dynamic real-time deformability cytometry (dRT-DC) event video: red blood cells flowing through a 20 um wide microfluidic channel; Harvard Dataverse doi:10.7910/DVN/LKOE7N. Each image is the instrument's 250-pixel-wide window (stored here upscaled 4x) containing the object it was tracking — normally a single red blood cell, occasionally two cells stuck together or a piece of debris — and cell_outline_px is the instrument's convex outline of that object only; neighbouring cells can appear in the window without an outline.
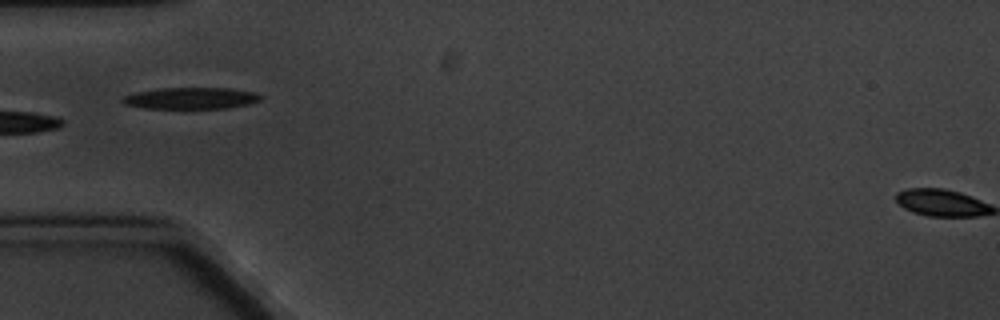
{"species": "common noctule bat (a hibernating species)", "species_latin": "Nyctalus noctula", "temperature_condition": "cold", "stored_images_in_passage": 3, "camera_frame_rate_fps": 3000, "um_per_image_px": 0.085, "animal": {"sex": "male", "body_mass_g": 20.1, "forearm_length_mm": 53.5}, "frame": {"image": 1, "passage_image": 3, "time_ms": 2.333, "image_size_px": [1000, 320], "cell_outline_px": [[260, 100], [248, 104], [228, 108], [140, 108], [124, 104], [120, 100], [124, 96], [136, 92], [156, 88], [232, 88], [256, 92], [260, 96]], "centroid_in_image_um": [16.2, 8.34], "position_along_channel_um": 68.8, "area_um2": 17.4}}